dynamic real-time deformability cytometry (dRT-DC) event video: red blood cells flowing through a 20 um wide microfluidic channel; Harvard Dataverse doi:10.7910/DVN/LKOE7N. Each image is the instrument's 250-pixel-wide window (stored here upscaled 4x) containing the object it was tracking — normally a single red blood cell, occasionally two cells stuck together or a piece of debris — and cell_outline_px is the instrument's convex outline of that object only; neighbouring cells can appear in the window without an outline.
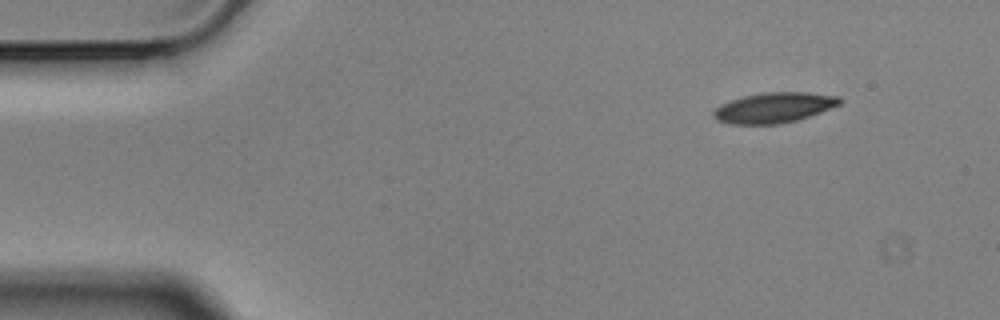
{"species": "Egyptian fruit bat (a non-hibernating species)", "species_latin": "Rousettus aegyptiacus", "temperature_condition": "cold", "stored_images_in_passage": 4, "camera_frame_rate_fps": 3000, "um_per_image_px": 0.085, "animal": {"sex": "male"}, "frame": {"image": 1, "passage_image": 1, "time_ms": 0.0, "image_size_px": [1000, 320], "cell_outline_px": [[840, 104], [820, 112], [796, 120], [780, 124], [728, 124], [716, 120], [712, 116], [712, 112], [720, 104], [744, 96], [764, 92], [808, 92], [840, 96]], "centroid_in_image_um": [65.75, 9.15], "position_along_channel_um": 19.2, "area_um2": 22.25}}
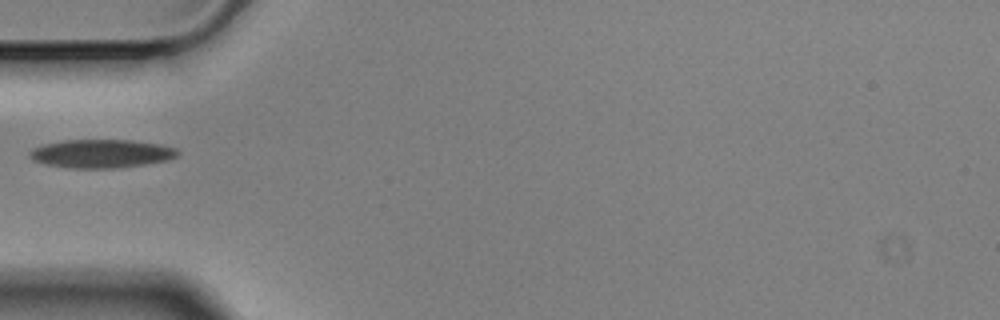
{"frame": {"image": 2, "passage_image": 4, "time_ms": 1.0, "image_size_px": [1000, 320], "cell_outline_px": [[180, 152], [176, 156], [168, 160], [144, 164], [116, 168], [68, 168], [44, 164], [32, 160], [28, 156], [28, 152], [32, 148], [40, 144], [64, 140], [132, 140], [160, 144], [176, 148]], "centroid_in_image_um": [8.55, 13.05], "position_along_channel_um": 76.4, "area_um2": 24.8}}